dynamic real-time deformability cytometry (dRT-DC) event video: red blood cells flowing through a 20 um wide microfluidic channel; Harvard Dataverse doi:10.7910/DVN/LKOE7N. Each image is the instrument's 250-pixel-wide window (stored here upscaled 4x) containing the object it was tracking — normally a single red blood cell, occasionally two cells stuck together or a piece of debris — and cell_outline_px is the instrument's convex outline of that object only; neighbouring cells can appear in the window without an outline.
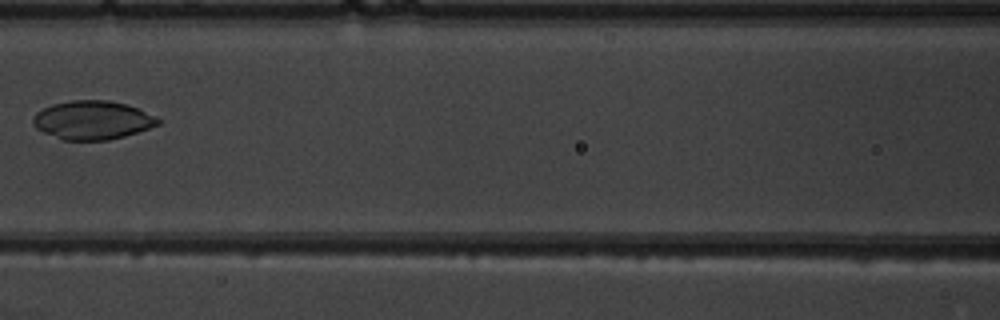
{"species": "common noctule bat (a hibernating species)", "species_latin": "Nyctalus noctula", "temperature_condition": "warm", "stored_images_in_passage": 8, "camera_frame_rate_fps": 3000, "um_per_image_px": 0.085, "animal": {"sex": "male", "body_mass_g": 19.5, "forearm_length_mm": 54.6}, "frame": {"image": 1, "passage_image": 7, "time_ms": 8.0, "image_size_px": [1000, 320], "cell_outline_px": [[160, 124], [124, 136], [108, 140], [60, 140], [36, 128], [32, 124], [32, 116], [36, 112], [52, 104], [72, 100], [108, 100], [128, 104], [156, 116], [160, 120]], "centroid_in_image_um": [7.83, 10.21], "position_along_channel_um": 158.8, "area_um2": 28.26}}
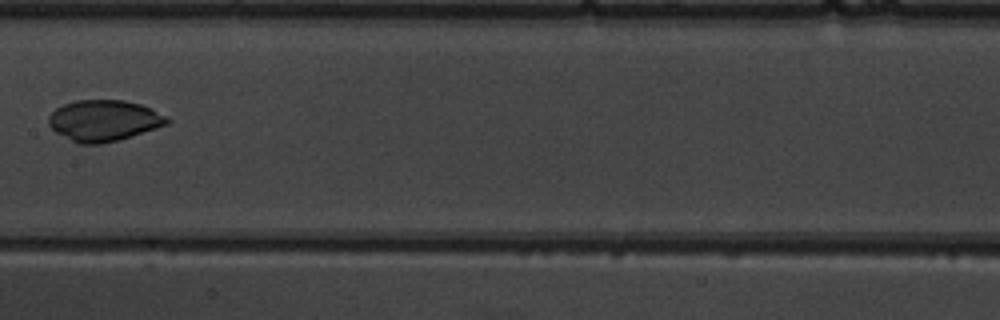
{"frame": {"image": 2, "passage_image": 8, "time_ms": 9.0, "image_size_px": [1000, 320], "cell_outline_px": [[172, 120], [168, 124], [120, 140], [100, 144], [80, 144], [56, 132], [48, 124], [48, 116], [56, 108], [64, 104], [76, 100], [124, 100], [140, 104], [152, 108], [168, 116]], "centroid_in_image_um": [8.87, 10.24], "position_along_channel_um": 198.5, "area_um2": 28.5}}